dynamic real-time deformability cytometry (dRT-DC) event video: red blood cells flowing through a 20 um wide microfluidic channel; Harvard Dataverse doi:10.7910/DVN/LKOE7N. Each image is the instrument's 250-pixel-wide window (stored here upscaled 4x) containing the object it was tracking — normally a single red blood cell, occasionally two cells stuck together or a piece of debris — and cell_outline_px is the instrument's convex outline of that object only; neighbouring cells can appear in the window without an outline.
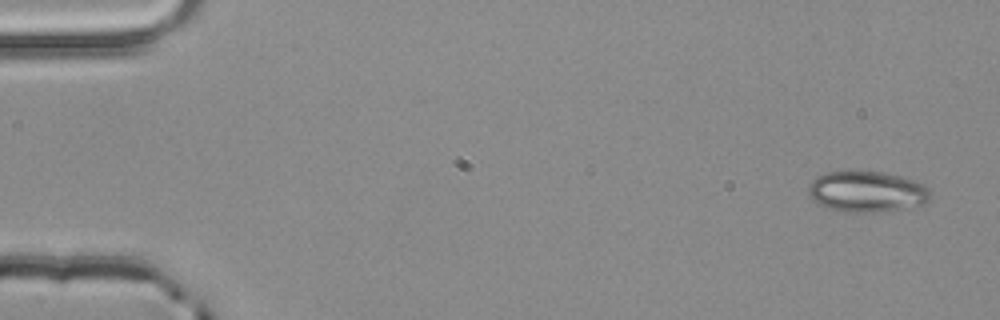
{"species": "common noctule bat (a hibernating species)", "species_latin": "Nyctalus noctula", "temperature_condition": "room temperature", "stored_images_in_passage": 4, "camera_frame_rate_fps": 3000, "um_per_image_px": 0.085, "animal": {"sex": "male", "body_mass_g": 20.4}, "frame": {"image": 1, "passage_image": 1, "time_ms": 0.0, "image_size_px": [1000, 320], "cell_outline_px": [[928, 200], [920, 204], [880, 212], [844, 212], [828, 208], [812, 200], [808, 192], [808, 184], [816, 176], [828, 172], [884, 172], [916, 180], [924, 184], [928, 188]], "centroid_in_image_um": [73.63, 16.28], "position_along_channel_um": 11.4, "area_um2": 28.78}}
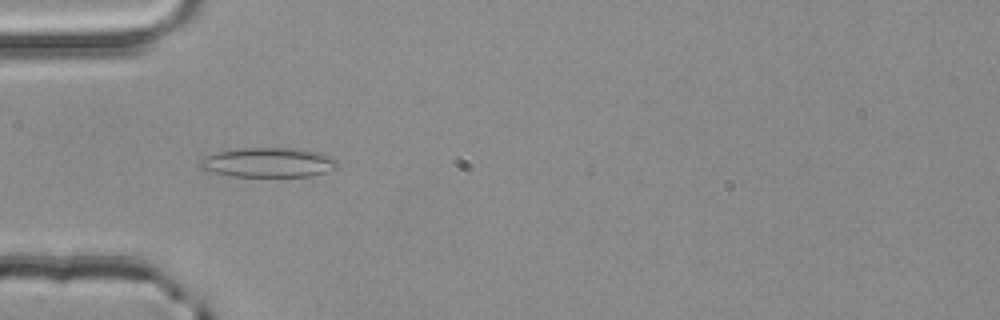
{"frame": {"image": 2, "passage_image": 4, "time_ms": 1.0, "image_size_px": [1000, 320], "cell_outline_px": [[336, 168], [312, 176], [232, 176], [200, 168], [196, 164], [204, 156], [216, 152], [240, 148], [300, 148], [324, 152], [336, 160]], "centroid_in_image_um": [22.81, 13.79], "position_along_channel_um": 62.2, "area_um2": 23.81}}